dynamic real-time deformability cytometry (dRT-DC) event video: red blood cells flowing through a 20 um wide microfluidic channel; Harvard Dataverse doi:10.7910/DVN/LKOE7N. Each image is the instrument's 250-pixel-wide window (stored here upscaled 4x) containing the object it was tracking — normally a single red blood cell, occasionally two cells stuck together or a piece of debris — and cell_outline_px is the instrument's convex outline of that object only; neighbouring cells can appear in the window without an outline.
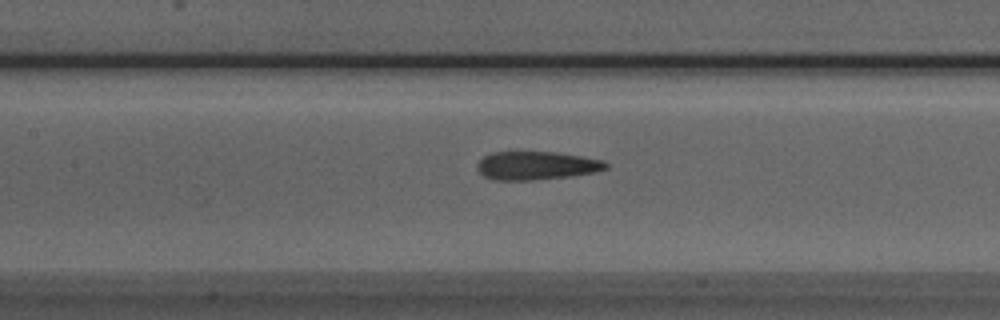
{"species": "Egyptian fruit bat (a non-hibernating species)", "species_latin": "Rousettus aegyptiacus", "temperature_condition": "room temperature", "stored_images_in_passage": 52, "camera_frame_rate_fps": 3000, "um_per_image_px": 0.085, "animal": {"sex": "male"}, "frame": {"image": 1, "passage_image": 23, "time_ms": 7.333, "image_size_px": [1000, 320], "cell_outline_px": [[608, 168], [592, 172], [568, 176], [532, 180], [492, 180], [484, 176], [476, 168], [476, 164], [484, 156], [492, 152], [556, 152], [604, 160], [608, 164]], "centroid_in_image_um": [45.56, 14.07], "position_along_channel_um": 161.8, "area_um2": 21.15}}
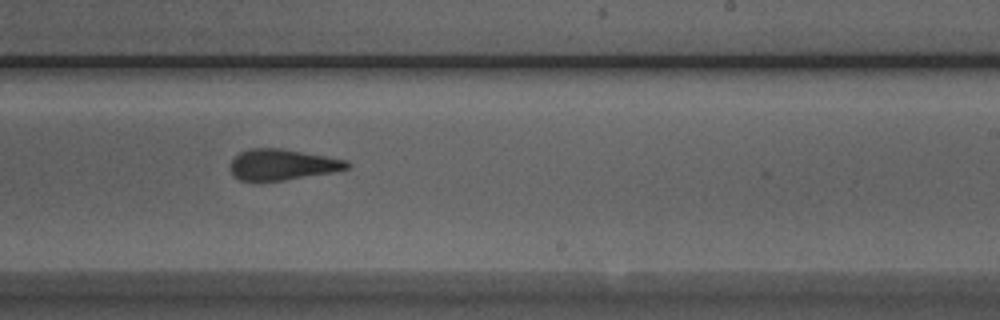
{"frame": {"image": 2, "passage_image": 31, "time_ms": 10.0, "image_size_px": [1000, 320], "cell_outline_px": [[352, 164], [348, 168], [332, 172], [284, 180], [240, 180], [228, 168], [232, 160], [240, 152], [248, 148], [280, 148], [348, 160]], "centroid_in_image_um": [24.0, 13.98], "position_along_channel_um": 265.0, "area_um2": 20.81}}
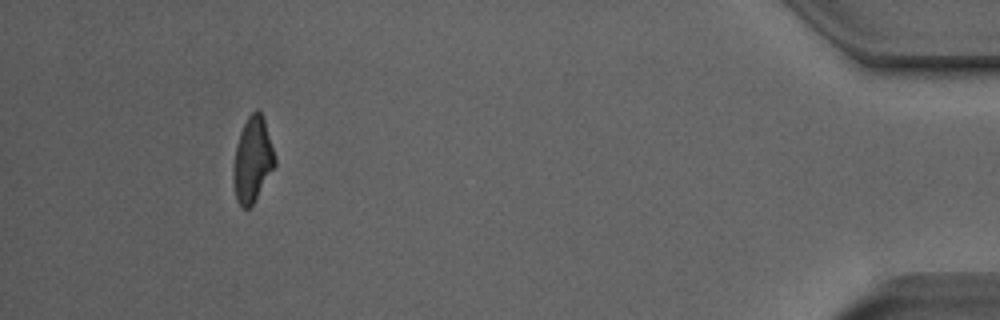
{"frame": {"image": 3, "passage_image": 48, "time_ms": 15.667, "image_size_px": [1000, 320], "cell_outline_px": [[276, 164], [252, 204], [248, 208], [244, 208], [236, 200], [232, 176], [232, 168], [236, 148], [240, 132], [248, 116], [256, 108], [260, 112], [264, 120], [276, 156]], "centroid_in_image_um": [21.46, 13.57], "position_along_channel_um": 413.7, "area_um2": 20.35}, "authors_computed_cell_mechanics": {"area_um2": 21.8484, "velocity_mm_per_s": 3.8819, "shape_relaxation_time_tau1_ms": 10.8959, "shape_relaxation_time_tau2_ms": 2.2417, "deformation_change_tau1": 0.2527, "deformation_change_tau2": 0.1033}}